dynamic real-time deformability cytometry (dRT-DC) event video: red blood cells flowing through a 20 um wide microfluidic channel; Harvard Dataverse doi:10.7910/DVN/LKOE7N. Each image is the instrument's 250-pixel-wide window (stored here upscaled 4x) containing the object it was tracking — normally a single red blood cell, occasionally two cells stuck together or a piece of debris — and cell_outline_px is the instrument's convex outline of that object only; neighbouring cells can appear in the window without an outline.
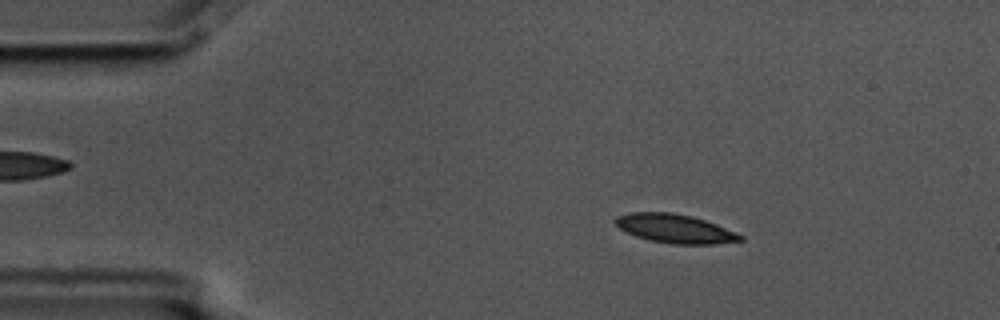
{"species": "common noctule bat (a hibernating species)", "species_latin": "Nyctalus noctula", "temperature_condition": "cold", "stored_images_in_passage": 56, "camera_frame_rate_fps": 3000, "um_per_image_px": 0.085, "animal": {"sex": "male", "body_mass_g": 17.5, "forearm_length_mm": 52.3}, "frame": {"image": 1, "passage_image": 9, "time_ms": 2.667, "image_size_px": [1000, 320], "cell_outline_px": [[744, 240], [716, 244], [672, 244], [648, 240], [636, 236], [620, 228], [612, 220], [616, 216], [628, 212], [672, 212], [692, 216], [716, 224], [736, 232], [744, 236]], "centroid_in_image_um": [57.37, 19.43], "position_along_channel_um": 27.6, "area_um2": 21.1}}
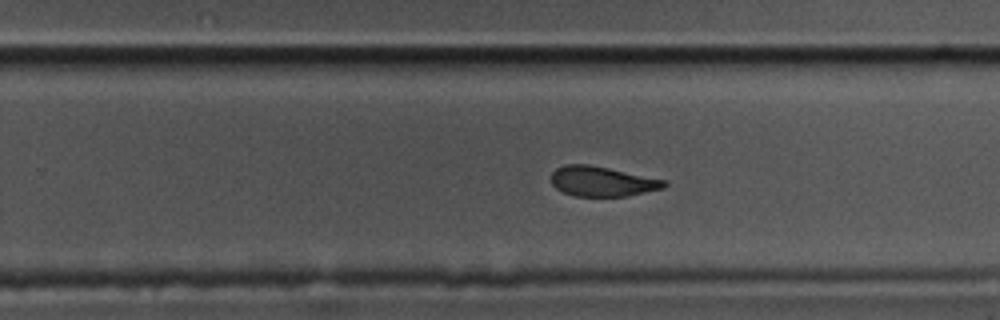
{"frame": {"image": 2, "passage_image": 35, "time_ms": 11.333, "image_size_px": [1000, 320], "cell_outline_px": [[668, 184], [664, 188], [628, 196], [572, 196], [556, 188], [552, 184], [552, 172], [556, 168], [564, 164], [588, 164], [668, 180]], "centroid_in_image_um": [51.21, 15.42], "position_along_channel_um": 278.6, "area_um2": 19.83}}
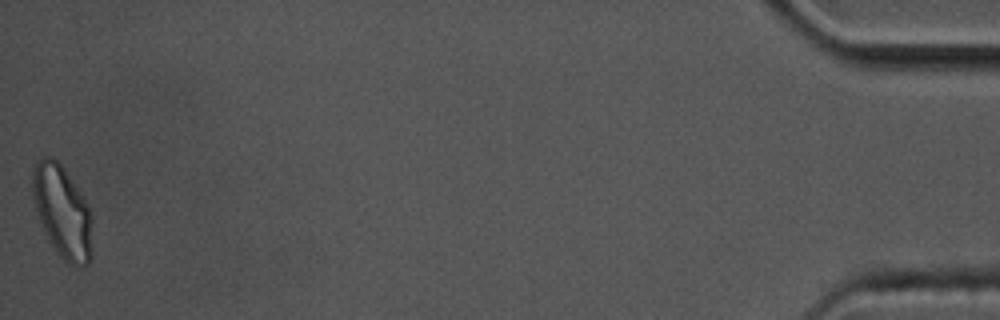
{"frame": {"image": 3, "passage_image": 56, "time_ms": 18.333, "image_size_px": [1000, 320], "cell_outline_px": [[92, 256], [88, 264], [84, 268], [76, 268], [64, 260], [60, 256], [52, 244], [40, 220], [36, 208], [32, 192], [32, 164], [36, 160], [44, 156], [52, 156], [64, 168], [88, 204], [92, 216]], "centroid_in_image_um": [5.33, 17.99], "position_along_channel_um": 429.9, "area_um2": 32.37}, "authors_computed_cell_mechanics": {"area_um2": 21.1548, "velocity_mm_per_s": 3.5529, "shape_relaxation_time_tau1_ms": null, "shape_relaxation_time_tau2_ms": 2.4845, "deformation_change_tau1": null, "deformation_change_tau2": 0.0801}}